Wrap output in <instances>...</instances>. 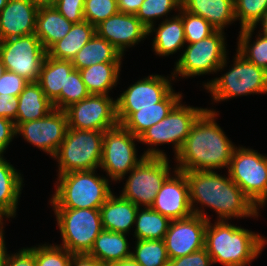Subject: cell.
<instances>
[{
	"mask_svg": "<svg viewBox=\"0 0 267 266\" xmlns=\"http://www.w3.org/2000/svg\"><path fill=\"white\" fill-rule=\"evenodd\" d=\"M184 173L189 185L193 214L209 221L211 218L207 216V213H204L203 208L207 206L217 213V220L227 221L234 217H258L259 209L230 179L229 174L225 177L210 170L185 171ZM194 203H199L200 209L198 206L195 207L197 204Z\"/></svg>",
	"mask_w": 267,
	"mask_h": 266,
	"instance_id": "1",
	"label": "cell"
},
{
	"mask_svg": "<svg viewBox=\"0 0 267 266\" xmlns=\"http://www.w3.org/2000/svg\"><path fill=\"white\" fill-rule=\"evenodd\" d=\"M217 113L214 109H206L194 122L174 158L177 163L175 169L182 172L228 170L236 146L216 123Z\"/></svg>",
	"mask_w": 267,
	"mask_h": 266,
	"instance_id": "2",
	"label": "cell"
},
{
	"mask_svg": "<svg viewBox=\"0 0 267 266\" xmlns=\"http://www.w3.org/2000/svg\"><path fill=\"white\" fill-rule=\"evenodd\" d=\"M229 221L209 220L205 230V248L212 263L223 266H247L257 258L267 244L265 237Z\"/></svg>",
	"mask_w": 267,
	"mask_h": 266,
	"instance_id": "3",
	"label": "cell"
},
{
	"mask_svg": "<svg viewBox=\"0 0 267 266\" xmlns=\"http://www.w3.org/2000/svg\"><path fill=\"white\" fill-rule=\"evenodd\" d=\"M96 169L58 174L50 204L53 208L100 209L113 194L109 178L96 175Z\"/></svg>",
	"mask_w": 267,
	"mask_h": 266,
	"instance_id": "4",
	"label": "cell"
},
{
	"mask_svg": "<svg viewBox=\"0 0 267 266\" xmlns=\"http://www.w3.org/2000/svg\"><path fill=\"white\" fill-rule=\"evenodd\" d=\"M228 72L203 84L216 103L238 96L267 94V71L248 61L237 50Z\"/></svg>",
	"mask_w": 267,
	"mask_h": 266,
	"instance_id": "5",
	"label": "cell"
},
{
	"mask_svg": "<svg viewBox=\"0 0 267 266\" xmlns=\"http://www.w3.org/2000/svg\"><path fill=\"white\" fill-rule=\"evenodd\" d=\"M181 102L165 118L148 128L138 137L139 142L150 145V148L143 152L144 156L167 157L165 152L156 148L157 145L166 143H172L175 156L179 153L192 125L207 109L183 105ZM153 146L155 147L153 148Z\"/></svg>",
	"mask_w": 267,
	"mask_h": 266,
	"instance_id": "6",
	"label": "cell"
},
{
	"mask_svg": "<svg viewBox=\"0 0 267 266\" xmlns=\"http://www.w3.org/2000/svg\"><path fill=\"white\" fill-rule=\"evenodd\" d=\"M104 131L68 128L54 160L58 174L90 171L100 167Z\"/></svg>",
	"mask_w": 267,
	"mask_h": 266,
	"instance_id": "7",
	"label": "cell"
},
{
	"mask_svg": "<svg viewBox=\"0 0 267 266\" xmlns=\"http://www.w3.org/2000/svg\"><path fill=\"white\" fill-rule=\"evenodd\" d=\"M224 31L216 30L207 38L187 45L176 61L173 72L175 80L217 73L227 66V44Z\"/></svg>",
	"mask_w": 267,
	"mask_h": 266,
	"instance_id": "8",
	"label": "cell"
},
{
	"mask_svg": "<svg viewBox=\"0 0 267 266\" xmlns=\"http://www.w3.org/2000/svg\"><path fill=\"white\" fill-rule=\"evenodd\" d=\"M62 244L73 255L88 254L103 230L100 209L52 208Z\"/></svg>",
	"mask_w": 267,
	"mask_h": 266,
	"instance_id": "9",
	"label": "cell"
},
{
	"mask_svg": "<svg viewBox=\"0 0 267 266\" xmlns=\"http://www.w3.org/2000/svg\"><path fill=\"white\" fill-rule=\"evenodd\" d=\"M228 174L243 193L261 209L267 202V155L258 151L235 147Z\"/></svg>",
	"mask_w": 267,
	"mask_h": 266,
	"instance_id": "10",
	"label": "cell"
},
{
	"mask_svg": "<svg viewBox=\"0 0 267 266\" xmlns=\"http://www.w3.org/2000/svg\"><path fill=\"white\" fill-rule=\"evenodd\" d=\"M168 157L145 156L126 179L120 196L138 207H151L157 192L171 174Z\"/></svg>",
	"mask_w": 267,
	"mask_h": 266,
	"instance_id": "11",
	"label": "cell"
},
{
	"mask_svg": "<svg viewBox=\"0 0 267 266\" xmlns=\"http://www.w3.org/2000/svg\"><path fill=\"white\" fill-rule=\"evenodd\" d=\"M136 141L139 142V138L122 125L104 132L100 168L111 178L109 180H124V176L143 160L144 154L137 158Z\"/></svg>",
	"mask_w": 267,
	"mask_h": 266,
	"instance_id": "12",
	"label": "cell"
},
{
	"mask_svg": "<svg viewBox=\"0 0 267 266\" xmlns=\"http://www.w3.org/2000/svg\"><path fill=\"white\" fill-rule=\"evenodd\" d=\"M47 51L35 34L0 41V58L5 70L37 82Z\"/></svg>",
	"mask_w": 267,
	"mask_h": 266,
	"instance_id": "13",
	"label": "cell"
},
{
	"mask_svg": "<svg viewBox=\"0 0 267 266\" xmlns=\"http://www.w3.org/2000/svg\"><path fill=\"white\" fill-rule=\"evenodd\" d=\"M68 128L107 131L119 125L116 100L91 94L66 110Z\"/></svg>",
	"mask_w": 267,
	"mask_h": 266,
	"instance_id": "14",
	"label": "cell"
},
{
	"mask_svg": "<svg viewBox=\"0 0 267 266\" xmlns=\"http://www.w3.org/2000/svg\"><path fill=\"white\" fill-rule=\"evenodd\" d=\"M67 129L66 111L54 109L43 118L20 123L16 127V135H22L28 143L53 158L65 138Z\"/></svg>",
	"mask_w": 267,
	"mask_h": 266,
	"instance_id": "15",
	"label": "cell"
},
{
	"mask_svg": "<svg viewBox=\"0 0 267 266\" xmlns=\"http://www.w3.org/2000/svg\"><path fill=\"white\" fill-rule=\"evenodd\" d=\"M207 220L196 214L171 220L164 236L169 260L183 257L205 247Z\"/></svg>",
	"mask_w": 267,
	"mask_h": 266,
	"instance_id": "16",
	"label": "cell"
},
{
	"mask_svg": "<svg viewBox=\"0 0 267 266\" xmlns=\"http://www.w3.org/2000/svg\"><path fill=\"white\" fill-rule=\"evenodd\" d=\"M157 192L151 208L170 220L183 219L193 214L189 185L184 172L174 168Z\"/></svg>",
	"mask_w": 267,
	"mask_h": 266,
	"instance_id": "17",
	"label": "cell"
},
{
	"mask_svg": "<svg viewBox=\"0 0 267 266\" xmlns=\"http://www.w3.org/2000/svg\"><path fill=\"white\" fill-rule=\"evenodd\" d=\"M96 34L106 39L122 55L148 36V29L135 14L118 12L95 26Z\"/></svg>",
	"mask_w": 267,
	"mask_h": 266,
	"instance_id": "18",
	"label": "cell"
},
{
	"mask_svg": "<svg viewBox=\"0 0 267 266\" xmlns=\"http://www.w3.org/2000/svg\"><path fill=\"white\" fill-rule=\"evenodd\" d=\"M150 75L131 84L116 99L117 108H147L157 107L172 90L173 75Z\"/></svg>",
	"mask_w": 267,
	"mask_h": 266,
	"instance_id": "19",
	"label": "cell"
},
{
	"mask_svg": "<svg viewBox=\"0 0 267 266\" xmlns=\"http://www.w3.org/2000/svg\"><path fill=\"white\" fill-rule=\"evenodd\" d=\"M182 93L172 90L157 107L117 108L119 125L139 137L148 128L160 122L171 110L182 101Z\"/></svg>",
	"mask_w": 267,
	"mask_h": 266,
	"instance_id": "20",
	"label": "cell"
},
{
	"mask_svg": "<svg viewBox=\"0 0 267 266\" xmlns=\"http://www.w3.org/2000/svg\"><path fill=\"white\" fill-rule=\"evenodd\" d=\"M38 9L31 0H8L0 12V41L35 34Z\"/></svg>",
	"mask_w": 267,
	"mask_h": 266,
	"instance_id": "21",
	"label": "cell"
},
{
	"mask_svg": "<svg viewBox=\"0 0 267 266\" xmlns=\"http://www.w3.org/2000/svg\"><path fill=\"white\" fill-rule=\"evenodd\" d=\"M74 69L72 61L54 59L48 55L43 62L37 82L55 109L61 110V91H65L66 76Z\"/></svg>",
	"mask_w": 267,
	"mask_h": 266,
	"instance_id": "22",
	"label": "cell"
},
{
	"mask_svg": "<svg viewBox=\"0 0 267 266\" xmlns=\"http://www.w3.org/2000/svg\"><path fill=\"white\" fill-rule=\"evenodd\" d=\"M137 210L138 206L131 201L112 194L100 207L103 230L130 233V229L135 225Z\"/></svg>",
	"mask_w": 267,
	"mask_h": 266,
	"instance_id": "23",
	"label": "cell"
},
{
	"mask_svg": "<svg viewBox=\"0 0 267 266\" xmlns=\"http://www.w3.org/2000/svg\"><path fill=\"white\" fill-rule=\"evenodd\" d=\"M23 178L4 157H0V221L15 218L21 196ZM5 217V218H4Z\"/></svg>",
	"mask_w": 267,
	"mask_h": 266,
	"instance_id": "24",
	"label": "cell"
},
{
	"mask_svg": "<svg viewBox=\"0 0 267 266\" xmlns=\"http://www.w3.org/2000/svg\"><path fill=\"white\" fill-rule=\"evenodd\" d=\"M177 14L170 18L165 17L158 24L157 28H155V25H152L148 29V36L153 32L156 33L152 41L153 50L156 55L165 57L175 54L178 50L180 51L184 48L186 43L184 25L182 16L179 13Z\"/></svg>",
	"mask_w": 267,
	"mask_h": 266,
	"instance_id": "25",
	"label": "cell"
},
{
	"mask_svg": "<svg viewBox=\"0 0 267 266\" xmlns=\"http://www.w3.org/2000/svg\"><path fill=\"white\" fill-rule=\"evenodd\" d=\"M182 7L208 21L216 30L224 31L236 21L234 0H182Z\"/></svg>",
	"mask_w": 267,
	"mask_h": 266,
	"instance_id": "26",
	"label": "cell"
},
{
	"mask_svg": "<svg viewBox=\"0 0 267 266\" xmlns=\"http://www.w3.org/2000/svg\"><path fill=\"white\" fill-rule=\"evenodd\" d=\"M73 24L53 5L39 6L36 17L35 35L47 51L54 43L67 35Z\"/></svg>",
	"mask_w": 267,
	"mask_h": 266,
	"instance_id": "27",
	"label": "cell"
},
{
	"mask_svg": "<svg viewBox=\"0 0 267 266\" xmlns=\"http://www.w3.org/2000/svg\"><path fill=\"white\" fill-rule=\"evenodd\" d=\"M54 109L53 103L45 96L40 84L29 82L18 96L15 126L43 118Z\"/></svg>",
	"mask_w": 267,
	"mask_h": 266,
	"instance_id": "28",
	"label": "cell"
},
{
	"mask_svg": "<svg viewBox=\"0 0 267 266\" xmlns=\"http://www.w3.org/2000/svg\"><path fill=\"white\" fill-rule=\"evenodd\" d=\"M126 235L102 230L87 255L96 258L105 266L131 257L132 251H130Z\"/></svg>",
	"mask_w": 267,
	"mask_h": 266,
	"instance_id": "29",
	"label": "cell"
},
{
	"mask_svg": "<svg viewBox=\"0 0 267 266\" xmlns=\"http://www.w3.org/2000/svg\"><path fill=\"white\" fill-rule=\"evenodd\" d=\"M122 62H105L79 70L90 94L108 95L118 83Z\"/></svg>",
	"mask_w": 267,
	"mask_h": 266,
	"instance_id": "30",
	"label": "cell"
},
{
	"mask_svg": "<svg viewBox=\"0 0 267 266\" xmlns=\"http://www.w3.org/2000/svg\"><path fill=\"white\" fill-rule=\"evenodd\" d=\"M123 55L106 39L95 35L77 52L72 59L75 69L80 70L97 63L122 62Z\"/></svg>",
	"mask_w": 267,
	"mask_h": 266,
	"instance_id": "31",
	"label": "cell"
},
{
	"mask_svg": "<svg viewBox=\"0 0 267 266\" xmlns=\"http://www.w3.org/2000/svg\"><path fill=\"white\" fill-rule=\"evenodd\" d=\"M95 33V26L87 21L74 23L67 35L54 43L47 50V55L54 59L72 61L77 52L95 35Z\"/></svg>",
	"mask_w": 267,
	"mask_h": 266,
	"instance_id": "32",
	"label": "cell"
},
{
	"mask_svg": "<svg viewBox=\"0 0 267 266\" xmlns=\"http://www.w3.org/2000/svg\"><path fill=\"white\" fill-rule=\"evenodd\" d=\"M170 223L169 218L154 211L151 207H138L133 237L136 240L164 239Z\"/></svg>",
	"mask_w": 267,
	"mask_h": 266,
	"instance_id": "33",
	"label": "cell"
},
{
	"mask_svg": "<svg viewBox=\"0 0 267 266\" xmlns=\"http://www.w3.org/2000/svg\"><path fill=\"white\" fill-rule=\"evenodd\" d=\"M254 30L255 27L240 29L236 49L248 61L267 71V38L259 30L256 40L251 42Z\"/></svg>",
	"mask_w": 267,
	"mask_h": 266,
	"instance_id": "34",
	"label": "cell"
},
{
	"mask_svg": "<svg viewBox=\"0 0 267 266\" xmlns=\"http://www.w3.org/2000/svg\"><path fill=\"white\" fill-rule=\"evenodd\" d=\"M132 258L140 266H167L169 257L163 239L135 241Z\"/></svg>",
	"mask_w": 267,
	"mask_h": 266,
	"instance_id": "35",
	"label": "cell"
},
{
	"mask_svg": "<svg viewBox=\"0 0 267 266\" xmlns=\"http://www.w3.org/2000/svg\"><path fill=\"white\" fill-rule=\"evenodd\" d=\"M182 0H144L135 16L149 29L155 25V20L169 15L170 11H180Z\"/></svg>",
	"mask_w": 267,
	"mask_h": 266,
	"instance_id": "36",
	"label": "cell"
},
{
	"mask_svg": "<svg viewBox=\"0 0 267 266\" xmlns=\"http://www.w3.org/2000/svg\"><path fill=\"white\" fill-rule=\"evenodd\" d=\"M235 17L240 21V29L257 27L267 11V0H234Z\"/></svg>",
	"mask_w": 267,
	"mask_h": 266,
	"instance_id": "37",
	"label": "cell"
},
{
	"mask_svg": "<svg viewBox=\"0 0 267 266\" xmlns=\"http://www.w3.org/2000/svg\"><path fill=\"white\" fill-rule=\"evenodd\" d=\"M35 253L36 266H70L73 254L58 244L32 246Z\"/></svg>",
	"mask_w": 267,
	"mask_h": 266,
	"instance_id": "38",
	"label": "cell"
},
{
	"mask_svg": "<svg viewBox=\"0 0 267 266\" xmlns=\"http://www.w3.org/2000/svg\"><path fill=\"white\" fill-rule=\"evenodd\" d=\"M179 14L184 25L185 41L195 43L212 35L216 29L202 17L192 14L181 7Z\"/></svg>",
	"mask_w": 267,
	"mask_h": 266,
	"instance_id": "39",
	"label": "cell"
},
{
	"mask_svg": "<svg viewBox=\"0 0 267 266\" xmlns=\"http://www.w3.org/2000/svg\"><path fill=\"white\" fill-rule=\"evenodd\" d=\"M90 95L79 70L74 69L66 76L65 91H61V110L65 111L71 105Z\"/></svg>",
	"mask_w": 267,
	"mask_h": 266,
	"instance_id": "40",
	"label": "cell"
},
{
	"mask_svg": "<svg viewBox=\"0 0 267 266\" xmlns=\"http://www.w3.org/2000/svg\"><path fill=\"white\" fill-rule=\"evenodd\" d=\"M118 12L117 0H85L84 2V19L94 26Z\"/></svg>",
	"mask_w": 267,
	"mask_h": 266,
	"instance_id": "41",
	"label": "cell"
},
{
	"mask_svg": "<svg viewBox=\"0 0 267 266\" xmlns=\"http://www.w3.org/2000/svg\"><path fill=\"white\" fill-rule=\"evenodd\" d=\"M85 0H55L53 6L72 23H81L84 19Z\"/></svg>",
	"mask_w": 267,
	"mask_h": 266,
	"instance_id": "42",
	"label": "cell"
},
{
	"mask_svg": "<svg viewBox=\"0 0 267 266\" xmlns=\"http://www.w3.org/2000/svg\"><path fill=\"white\" fill-rule=\"evenodd\" d=\"M28 83L24 77L5 70L0 77V94L18 97Z\"/></svg>",
	"mask_w": 267,
	"mask_h": 266,
	"instance_id": "43",
	"label": "cell"
},
{
	"mask_svg": "<svg viewBox=\"0 0 267 266\" xmlns=\"http://www.w3.org/2000/svg\"><path fill=\"white\" fill-rule=\"evenodd\" d=\"M212 260L206 248H202L180 258L171 259L170 266H211Z\"/></svg>",
	"mask_w": 267,
	"mask_h": 266,
	"instance_id": "44",
	"label": "cell"
},
{
	"mask_svg": "<svg viewBox=\"0 0 267 266\" xmlns=\"http://www.w3.org/2000/svg\"><path fill=\"white\" fill-rule=\"evenodd\" d=\"M15 123L3 117H0V157L4 156L9 144L16 137Z\"/></svg>",
	"mask_w": 267,
	"mask_h": 266,
	"instance_id": "45",
	"label": "cell"
},
{
	"mask_svg": "<svg viewBox=\"0 0 267 266\" xmlns=\"http://www.w3.org/2000/svg\"><path fill=\"white\" fill-rule=\"evenodd\" d=\"M5 266H36L35 253L30 248H21L7 256Z\"/></svg>",
	"mask_w": 267,
	"mask_h": 266,
	"instance_id": "46",
	"label": "cell"
},
{
	"mask_svg": "<svg viewBox=\"0 0 267 266\" xmlns=\"http://www.w3.org/2000/svg\"><path fill=\"white\" fill-rule=\"evenodd\" d=\"M17 109L18 97L0 94V117L10 119L14 122L17 117Z\"/></svg>",
	"mask_w": 267,
	"mask_h": 266,
	"instance_id": "47",
	"label": "cell"
},
{
	"mask_svg": "<svg viewBox=\"0 0 267 266\" xmlns=\"http://www.w3.org/2000/svg\"><path fill=\"white\" fill-rule=\"evenodd\" d=\"M70 266H105L99 262L96 258H93L87 254L73 255Z\"/></svg>",
	"mask_w": 267,
	"mask_h": 266,
	"instance_id": "48",
	"label": "cell"
},
{
	"mask_svg": "<svg viewBox=\"0 0 267 266\" xmlns=\"http://www.w3.org/2000/svg\"><path fill=\"white\" fill-rule=\"evenodd\" d=\"M144 0H117L119 12L136 14Z\"/></svg>",
	"mask_w": 267,
	"mask_h": 266,
	"instance_id": "49",
	"label": "cell"
},
{
	"mask_svg": "<svg viewBox=\"0 0 267 266\" xmlns=\"http://www.w3.org/2000/svg\"><path fill=\"white\" fill-rule=\"evenodd\" d=\"M4 226H0V266H5V262L8 256L6 244H5V238H4Z\"/></svg>",
	"mask_w": 267,
	"mask_h": 266,
	"instance_id": "50",
	"label": "cell"
},
{
	"mask_svg": "<svg viewBox=\"0 0 267 266\" xmlns=\"http://www.w3.org/2000/svg\"><path fill=\"white\" fill-rule=\"evenodd\" d=\"M106 266H140V265L131 256L121 261L110 263Z\"/></svg>",
	"mask_w": 267,
	"mask_h": 266,
	"instance_id": "51",
	"label": "cell"
},
{
	"mask_svg": "<svg viewBox=\"0 0 267 266\" xmlns=\"http://www.w3.org/2000/svg\"><path fill=\"white\" fill-rule=\"evenodd\" d=\"M259 23L262 26V30H261L262 33L260 32V34H262L264 37L267 38V11L263 15L262 19L258 22V24Z\"/></svg>",
	"mask_w": 267,
	"mask_h": 266,
	"instance_id": "52",
	"label": "cell"
},
{
	"mask_svg": "<svg viewBox=\"0 0 267 266\" xmlns=\"http://www.w3.org/2000/svg\"><path fill=\"white\" fill-rule=\"evenodd\" d=\"M38 6H48V5H53L55 3V0H31Z\"/></svg>",
	"mask_w": 267,
	"mask_h": 266,
	"instance_id": "53",
	"label": "cell"
},
{
	"mask_svg": "<svg viewBox=\"0 0 267 266\" xmlns=\"http://www.w3.org/2000/svg\"><path fill=\"white\" fill-rule=\"evenodd\" d=\"M4 71H5V66L3 65L2 60L0 58V77L2 76Z\"/></svg>",
	"mask_w": 267,
	"mask_h": 266,
	"instance_id": "54",
	"label": "cell"
},
{
	"mask_svg": "<svg viewBox=\"0 0 267 266\" xmlns=\"http://www.w3.org/2000/svg\"><path fill=\"white\" fill-rule=\"evenodd\" d=\"M7 2H8V0H0V12L5 7V5L7 4Z\"/></svg>",
	"mask_w": 267,
	"mask_h": 266,
	"instance_id": "55",
	"label": "cell"
}]
</instances>
